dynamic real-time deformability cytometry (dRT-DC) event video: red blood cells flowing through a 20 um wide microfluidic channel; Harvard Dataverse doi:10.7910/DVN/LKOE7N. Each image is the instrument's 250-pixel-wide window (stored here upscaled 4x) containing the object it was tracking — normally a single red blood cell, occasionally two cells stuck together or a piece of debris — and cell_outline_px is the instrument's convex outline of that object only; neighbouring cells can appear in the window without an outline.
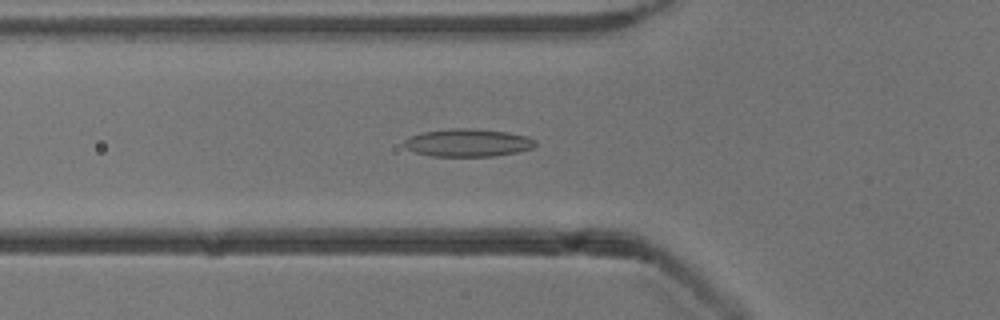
{"species": "common noctule bat (a hibernating species)", "species_latin": "Nyctalus noctula", "temperature_condition": "cold", "stored_images_in_passage": 38, "camera_frame_rate_fps": 3000, "um_per_image_px": 0.085, "animal": {"sex": "male", "body_mass_g": 13.3}, "frame": {"image": 1, "passage_image": 4, "time_ms": 1.0, "image_size_px": [1000, 320], "cell_outline_px": [[536, 144], [532, 148], [516, 152], [492, 156], [432, 156], [416, 152], [404, 148], [404, 140], [408, 136], [420, 132], [448, 128], [476, 128], [508, 132], [528, 136], [536, 140]], "centroid_in_image_um": [39.74, 12.11], "position_along_channel_um": 86.1, "area_um2": 21.5}}
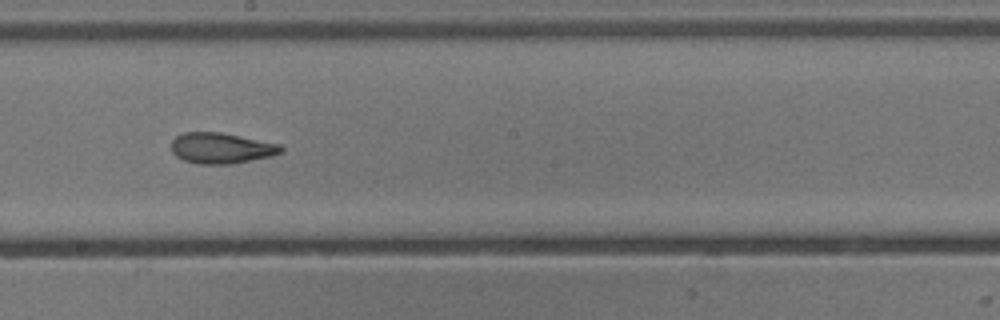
{"frame": {"image": 2, "passage_image": 15, "time_ms": 4.667, "image_size_px": [1000, 320], "cell_outline_px": [[284, 152], [272, 156], [232, 164], [196, 164], [184, 160], [176, 156], [172, 152], [172, 140], [176, 136], [184, 132], [220, 132], [280, 144], [284, 148]], "centroid_in_image_um": [18.82, 12.6], "position_along_channel_um": 229.4, "area_um2": 19.77}}
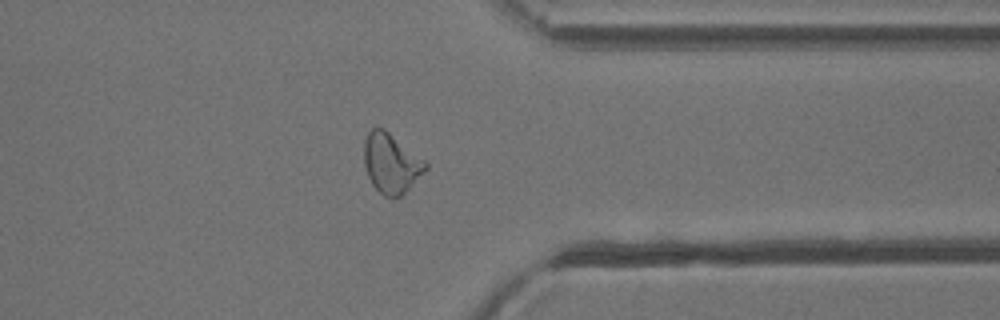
{"frame": {"image": 3, "passage_image": 27, "time_ms": 8.667, "image_size_px": [1000, 320], "cell_outline_px": [[428, 168], [400, 196], [384, 196], [372, 184], [368, 176], [364, 164], [364, 140], [368, 132], [372, 128], [384, 128], [424, 160], [428, 164]], "centroid_in_image_um": [33.22, 13.85], "position_along_channel_um": 378.2, "area_um2": 20.98}, "authors_computed_cell_mechanics": {"area_um2": 19.9121, "velocity_mm_per_s": 3.8785, "shape_relaxation_time_tau1_ms": null, "shape_relaxation_time_tau2_ms": 2.2462, "deformation_change_tau1": null, "deformation_change_tau2": 0.0993}}